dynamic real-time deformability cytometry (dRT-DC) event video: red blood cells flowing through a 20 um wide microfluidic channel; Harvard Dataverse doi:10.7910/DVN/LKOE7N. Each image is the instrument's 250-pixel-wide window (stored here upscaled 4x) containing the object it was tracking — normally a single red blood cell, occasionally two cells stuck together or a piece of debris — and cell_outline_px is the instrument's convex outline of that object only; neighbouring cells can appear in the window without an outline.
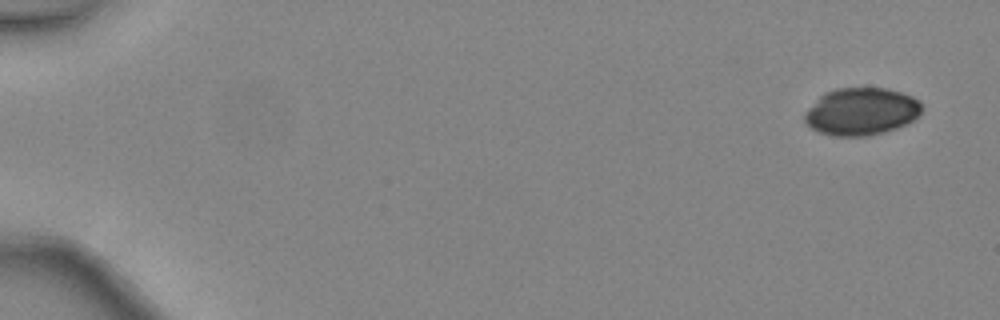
{"species": "common noctule bat (a hibernating species)", "species_latin": "Nyctalus noctula", "temperature_condition": "warm", "stored_images_in_passage": 45, "camera_frame_rate_fps": 3000, "um_per_image_px": 0.085, "animal": {"sex": "female", "body_mass_g": 24.6, "forearm_length_mm": 56.2}, "frame": {"image": 1, "passage_image": 1, "time_ms": 0.0, "image_size_px": [1000, 320], "cell_outline_px": [[924, 108], [912, 120], [896, 128], [884, 132], [868, 136], [832, 136], [820, 132], [812, 128], [804, 120], [804, 112], [824, 92], [836, 88], [884, 88], [900, 92], [912, 96], [920, 100]], "centroid_in_image_um": [73.21, 9.47], "position_along_channel_um": 11.8, "area_um2": 32.37}}